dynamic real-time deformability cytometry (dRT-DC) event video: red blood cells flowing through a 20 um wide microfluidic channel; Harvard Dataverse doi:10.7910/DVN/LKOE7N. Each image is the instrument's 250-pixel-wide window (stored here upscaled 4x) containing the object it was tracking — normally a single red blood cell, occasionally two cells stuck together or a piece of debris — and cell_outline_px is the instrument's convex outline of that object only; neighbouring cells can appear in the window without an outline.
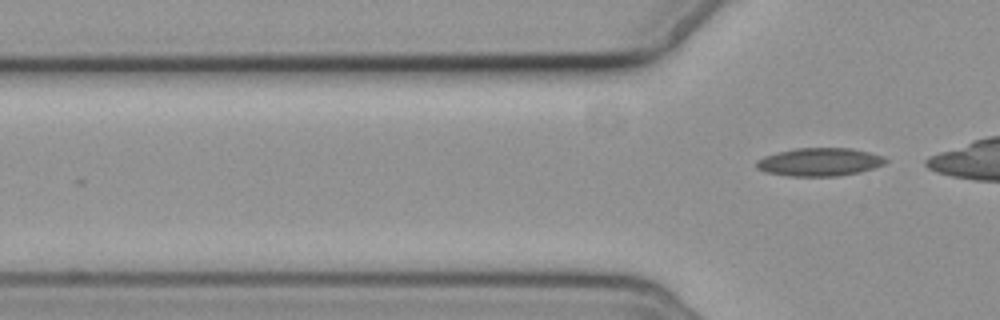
{"species": "common noctule bat (a hibernating species)", "species_latin": "Nyctalus noctula", "temperature_condition": "cold", "stored_images_in_passage": 7, "segment_of_instrument_passage": [2, 2], "camera_frame_rate_fps": 3000, "um_per_image_px": 0.085, "animal": {"sex": "female", "body_mass_g": 19.3, "forearm_length_mm": 54.1}, "frame": {"image": 1, "passage_image": 7, "time_ms": 7.0, "image_size_px": [1000, 320], "cell_outline_px": [[888, 160], [884, 164], [860, 172], [836, 176], [792, 176], [764, 172], [756, 168], [756, 160], [764, 156], [776, 152], [796, 148], [852, 148], [884, 156]], "centroid_in_image_um": [69.64, 13.76], "position_along_channel_um": 56.2, "area_um2": 21.21}}